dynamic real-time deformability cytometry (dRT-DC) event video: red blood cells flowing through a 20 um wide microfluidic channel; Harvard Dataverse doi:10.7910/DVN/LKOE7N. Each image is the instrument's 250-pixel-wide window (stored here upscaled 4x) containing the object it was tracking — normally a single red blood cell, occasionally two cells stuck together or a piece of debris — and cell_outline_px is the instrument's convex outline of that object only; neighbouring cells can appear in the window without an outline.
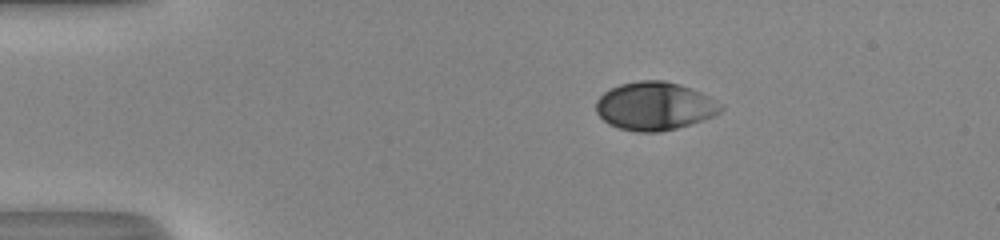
{"species": "human", "species_latin": "Homo sapiens", "temperature_condition": "room temperature", "stored_images_in_passage": 43, "camera_frame_rate_fps": 3000, "um_per_image_px": 0.085, "donor": {"sex": "male"}, "frame": {"image": 1, "passage_image": 1, "time_ms": 0.0, "image_size_px": [1000, 240], "cell_outline_px": [[724, 108], [720, 112], [712, 116], [676, 128], [660, 132], [636, 132], [620, 128], [608, 124], [596, 112], [596, 100], [604, 92], [620, 84], [640, 80], [664, 80], [680, 84], [700, 92], [724, 104]], "centroid_in_image_um": [55.64, 9.01], "position_along_channel_um": 29.4, "area_um2": 34.97}}
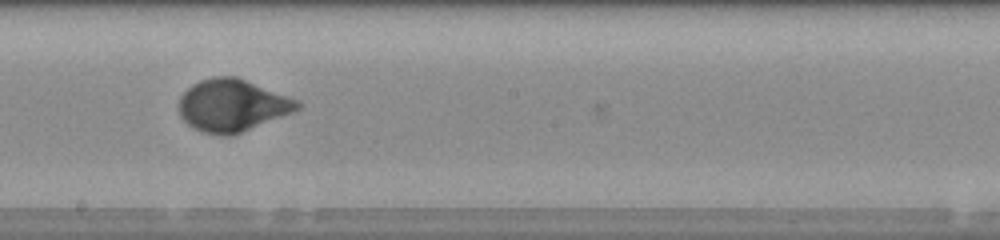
{"frame": {"image": 2, "passage_image": 21, "time_ms": 6.667, "image_size_px": [1000, 240], "cell_outline_px": [[304, 104], [300, 108], [292, 112], [232, 136], [220, 136], [204, 132], [192, 128], [180, 116], [180, 96], [192, 84], [200, 80], [212, 76], [236, 76], [300, 100]], "centroid_in_image_um": [19.76, 8.95], "position_along_channel_um": 228.4, "area_um2": 36.18}}
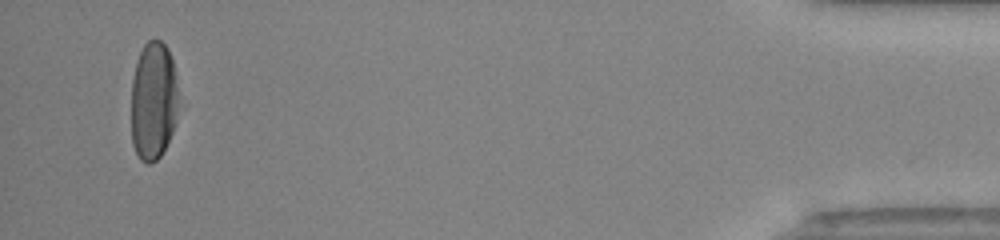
{"frame": {"image": 3, "passage_image": 41, "time_ms": 13.333, "image_size_px": [1000, 240], "cell_outline_px": [[180, 100], [176, 124], [160, 156], [152, 164], [148, 164], [140, 160], [132, 144], [132, 80], [136, 64], [140, 52], [144, 44], [148, 40], [160, 40], [168, 48], [172, 60]], "centroid_in_image_um": [13.06, 8.59], "position_along_channel_um": 422.1, "area_um2": 33.0}, "authors_computed_cell_mechanics": {"area_um2": 34.7378, "velocity_mm_per_s": 4.0858, "shape_relaxation_time_tau1_ms": 3.3792, "shape_relaxation_time_tau2_ms": null, "deformation_change_tau1": 0.1895, "deformation_change_tau2": null}}